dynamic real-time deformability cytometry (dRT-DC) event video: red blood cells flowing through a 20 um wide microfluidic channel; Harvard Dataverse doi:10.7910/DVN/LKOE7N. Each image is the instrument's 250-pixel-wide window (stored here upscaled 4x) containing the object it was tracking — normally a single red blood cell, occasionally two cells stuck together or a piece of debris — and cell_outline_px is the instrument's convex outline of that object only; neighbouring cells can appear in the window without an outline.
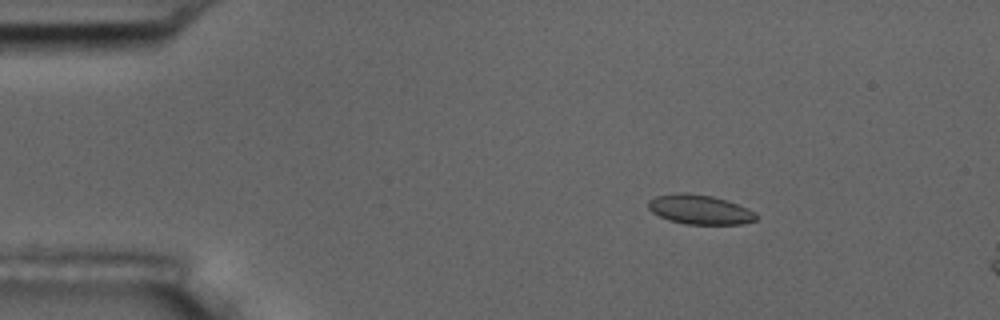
{"species": "common noctule bat (a hibernating species)", "species_latin": "Nyctalus noctula", "temperature_condition": "room temperature", "stored_images_in_passage": 4, "camera_frame_rate_fps": 3000, "um_per_image_px": 0.085, "animal": {"sex": "male", "body_mass_g": 17.5, "forearm_length_mm": 52.3}, "frame": {"image": 1, "passage_image": 2, "time_ms": 0.333, "image_size_px": [1000, 320], "cell_outline_px": [[756, 220], [740, 224], [684, 224], [668, 220], [652, 212], [648, 208], [648, 200], [656, 196], [676, 192], [684, 192], [712, 196], [736, 204], [752, 212], [756, 216]], "centroid_in_image_um": [59.39, 17.81], "position_along_channel_um": 25.6, "area_um2": 18.26}}